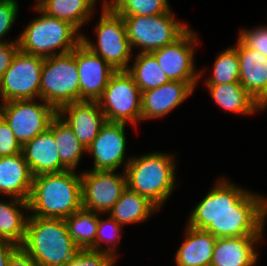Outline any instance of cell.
Wrapping results in <instances>:
<instances>
[{
  "instance_id": "3957f363",
  "label": "cell",
  "mask_w": 267,
  "mask_h": 266,
  "mask_svg": "<svg viewBox=\"0 0 267 266\" xmlns=\"http://www.w3.org/2000/svg\"><path fill=\"white\" fill-rule=\"evenodd\" d=\"M175 157L161 151L132 157L125 169L127 188L163 208L177 186Z\"/></svg>"
},
{
  "instance_id": "52a82bcc",
  "label": "cell",
  "mask_w": 267,
  "mask_h": 266,
  "mask_svg": "<svg viewBox=\"0 0 267 266\" xmlns=\"http://www.w3.org/2000/svg\"><path fill=\"white\" fill-rule=\"evenodd\" d=\"M76 48L69 53L44 58L40 99L58 111L63 106L80 101Z\"/></svg>"
},
{
  "instance_id": "5b68a950",
  "label": "cell",
  "mask_w": 267,
  "mask_h": 266,
  "mask_svg": "<svg viewBox=\"0 0 267 266\" xmlns=\"http://www.w3.org/2000/svg\"><path fill=\"white\" fill-rule=\"evenodd\" d=\"M34 11L39 16L30 20L19 34L21 51L48 58L72 52L82 42V33L71 23L48 16L35 4Z\"/></svg>"
},
{
  "instance_id": "30bf717a",
  "label": "cell",
  "mask_w": 267,
  "mask_h": 266,
  "mask_svg": "<svg viewBox=\"0 0 267 266\" xmlns=\"http://www.w3.org/2000/svg\"><path fill=\"white\" fill-rule=\"evenodd\" d=\"M44 58L20 49L11 65L0 77L1 103L40 98V82Z\"/></svg>"
},
{
  "instance_id": "ba28073f",
  "label": "cell",
  "mask_w": 267,
  "mask_h": 266,
  "mask_svg": "<svg viewBox=\"0 0 267 266\" xmlns=\"http://www.w3.org/2000/svg\"><path fill=\"white\" fill-rule=\"evenodd\" d=\"M174 15L171 9L155 16H122L131 48L151 53L179 39L190 27Z\"/></svg>"
},
{
  "instance_id": "9c48e42d",
  "label": "cell",
  "mask_w": 267,
  "mask_h": 266,
  "mask_svg": "<svg viewBox=\"0 0 267 266\" xmlns=\"http://www.w3.org/2000/svg\"><path fill=\"white\" fill-rule=\"evenodd\" d=\"M97 101L108 122L136 127L141 121L142 92L127 71H116Z\"/></svg>"
},
{
  "instance_id": "d6986e66",
  "label": "cell",
  "mask_w": 267,
  "mask_h": 266,
  "mask_svg": "<svg viewBox=\"0 0 267 266\" xmlns=\"http://www.w3.org/2000/svg\"><path fill=\"white\" fill-rule=\"evenodd\" d=\"M22 154L33 177L67 170L61 164L53 131L50 128L24 143Z\"/></svg>"
},
{
  "instance_id": "e575fe53",
  "label": "cell",
  "mask_w": 267,
  "mask_h": 266,
  "mask_svg": "<svg viewBox=\"0 0 267 266\" xmlns=\"http://www.w3.org/2000/svg\"><path fill=\"white\" fill-rule=\"evenodd\" d=\"M18 5L17 0H0V42H14L19 39V35L14 40L5 39L17 20L18 9L20 8Z\"/></svg>"
},
{
  "instance_id": "4316f807",
  "label": "cell",
  "mask_w": 267,
  "mask_h": 266,
  "mask_svg": "<svg viewBox=\"0 0 267 266\" xmlns=\"http://www.w3.org/2000/svg\"><path fill=\"white\" fill-rule=\"evenodd\" d=\"M49 128L53 131L61 164L67 170L76 171L83 153L86 154V148L58 115L51 121Z\"/></svg>"
},
{
  "instance_id": "7c38bea8",
  "label": "cell",
  "mask_w": 267,
  "mask_h": 266,
  "mask_svg": "<svg viewBox=\"0 0 267 266\" xmlns=\"http://www.w3.org/2000/svg\"><path fill=\"white\" fill-rule=\"evenodd\" d=\"M197 42L198 34L189 28L175 42L151 52L170 81L199 82L208 71L204 68L197 71L194 60Z\"/></svg>"
},
{
  "instance_id": "603a6c76",
  "label": "cell",
  "mask_w": 267,
  "mask_h": 266,
  "mask_svg": "<svg viewBox=\"0 0 267 266\" xmlns=\"http://www.w3.org/2000/svg\"><path fill=\"white\" fill-rule=\"evenodd\" d=\"M206 88L214 103L228 113L248 116L264 111L240 82L206 85Z\"/></svg>"
},
{
  "instance_id": "5bb4252c",
  "label": "cell",
  "mask_w": 267,
  "mask_h": 266,
  "mask_svg": "<svg viewBox=\"0 0 267 266\" xmlns=\"http://www.w3.org/2000/svg\"><path fill=\"white\" fill-rule=\"evenodd\" d=\"M126 123L108 122L101 127L86 152L93 155V168L90 170L117 171L121 166L125 171L132 157L126 156ZM128 158V159H127ZM124 167V168H123Z\"/></svg>"
},
{
  "instance_id": "ac0fdd59",
  "label": "cell",
  "mask_w": 267,
  "mask_h": 266,
  "mask_svg": "<svg viewBox=\"0 0 267 266\" xmlns=\"http://www.w3.org/2000/svg\"><path fill=\"white\" fill-rule=\"evenodd\" d=\"M234 47L240 61L239 82L265 109L267 107V57L246 47L238 38Z\"/></svg>"
},
{
  "instance_id": "8fae6325",
  "label": "cell",
  "mask_w": 267,
  "mask_h": 266,
  "mask_svg": "<svg viewBox=\"0 0 267 266\" xmlns=\"http://www.w3.org/2000/svg\"><path fill=\"white\" fill-rule=\"evenodd\" d=\"M0 115L9 124L21 145L49 128L57 111L39 98L0 103Z\"/></svg>"
},
{
  "instance_id": "74e56055",
  "label": "cell",
  "mask_w": 267,
  "mask_h": 266,
  "mask_svg": "<svg viewBox=\"0 0 267 266\" xmlns=\"http://www.w3.org/2000/svg\"><path fill=\"white\" fill-rule=\"evenodd\" d=\"M8 266H39L32 257L19 246L12 254Z\"/></svg>"
},
{
  "instance_id": "836d02e7",
  "label": "cell",
  "mask_w": 267,
  "mask_h": 266,
  "mask_svg": "<svg viewBox=\"0 0 267 266\" xmlns=\"http://www.w3.org/2000/svg\"><path fill=\"white\" fill-rule=\"evenodd\" d=\"M238 39L251 50H256L267 57V25L241 28Z\"/></svg>"
},
{
  "instance_id": "9a60e30c",
  "label": "cell",
  "mask_w": 267,
  "mask_h": 266,
  "mask_svg": "<svg viewBox=\"0 0 267 266\" xmlns=\"http://www.w3.org/2000/svg\"><path fill=\"white\" fill-rule=\"evenodd\" d=\"M80 101H97L111 76L116 72L104 59L91 52L82 42L76 47Z\"/></svg>"
},
{
  "instance_id": "e0dca14e",
  "label": "cell",
  "mask_w": 267,
  "mask_h": 266,
  "mask_svg": "<svg viewBox=\"0 0 267 266\" xmlns=\"http://www.w3.org/2000/svg\"><path fill=\"white\" fill-rule=\"evenodd\" d=\"M57 115L68 125L79 142L87 149L106 123L98 101H77L63 106Z\"/></svg>"
},
{
  "instance_id": "4dcf8cb0",
  "label": "cell",
  "mask_w": 267,
  "mask_h": 266,
  "mask_svg": "<svg viewBox=\"0 0 267 266\" xmlns=\"http://www.w3.org/2000/svg\"><path fill=\"white\" fill-rule=\"evenodd\" d=\"M120 16H155L171 10L168 0H104Z\"/></svg>"
},
{
  "instance_id": "6da1fadb",
  "label": "cell",
  "mask_w": 267,
  "mask_h": 266,
  "mask_svg": "<svg viewBox=\"0 0 267 266\" xmlns=\"http://www.w3.org/2000/svg\"><path fill=\"white\" fill-rule=\"evenodd\" d=\"M214 185L191 211L186 225L216 238H264L267 196L241 188L223 176Z\"/></svg>"
},
{
  "instance_id": "d590c367",
  "label": "cell",
  "mask_w": 267,
  "mask_h": 266,
  "mask_svg": "<svg viewBox=\"0 0 267 266\" xmlns=\"http://www.w3.org/2000/svg\"><path fill=\"white\" fill-rule=\"evenodd\" d=\"M22 152V145L16 139L9 124L0 115V157L13 156Z\"/></svg>"
},
{
  "instance_id": "484cf974",
  "label": "cell",
  "mask_w": 267,
  "mask_h": 266,
  "mask_svg": "<svg viewBox=\"0 0 267 266\" xmlns=\"http://www.w3.org/2000/svg\"><path fill=\"white\" fill-rule=\"evenodd\" d=\"M159 210L148 198L126 188L108 214L124 226L144 223Z\"/></svg>"
},
{
  "instance_id": "83f0119b",
  "label": "cell",
  "mask_w": 267,
  "mask_h": 266,
  "mask_svg": "<svg viewBox=\"0 0 267 266\" xmlns=\"http://www.w3.org/2000/svg\"><path fill=\"white\" fill-rule=\"evenodd\" d=\"M131 61L133 64L129 66L127 72L133 77L141 92L170 81L152 53H136L134 60L132 58Z\"/></svg>"
},
{
  "instance_id": "d6a6232c",
  "label": "cell",
  "mask_w": 267,
  "mask_h": 266,
  "mask_svg": "<svg viewBox=\"0 0 267 266\" xmlns=\"http://www.w3.org/2000/svg\"><path fill=\"white\" fill-rule=\"evenodd\" d=\"M116 262L111 254L87 249L79 250L64 266H115Z\"/></svg>"
},
{
  "instance_id": "f546056e",
  "label": "cell",
  "mask_w": 267,
  "mask_h": 266,
  "mask_svg": "<svg viewBox=\"0 0 267 266\" xmlns=\"http://www.w3.org/2000/svg\"><path fill=\"white\" fill-rule=\"evenodd\" d=\"M240 61L237 50L230 46L218 54L212 68V75L205 85H219L239 82Z\"/></svg>"
},
{
  "instance_id": "7a4b0ae2",
  "label": "cell",
  "mask_w": 267,
  "mask_h": 266,
  "mask_svg": "<svg viewBox=\"0 0 267 266\" xmlns=\"http://www.w3.org/2000/svg\"><path fill=\"white\" fill-rule=\"evenodd\" d=\"M65 170L33 177L29 216L65 219L83 208L81 173Z\"/></svg>"
},
{
  "instance_id": "277c9868",
  "label": "cell",
  "mask_w": 267,
  "mask_h": 266,
  "mask_svg": "<svg viewBox=\"0 0 267 266\" xmlns=\"http://www.w3.org/2000/svg\"><path fill=\"white\" fill-rule=\"evenodd\" d=\"M22 248L39 266H64L80 250L64 219L29 216Z\"/></svg>"
},
{
  "instance_id": "4fadbf2b",
  "label": "cell",
  "mask_w": 267,
  "mask_h": 266,
  "mask_svg": "<svg viewBox=\"0 0 267 266\" xmlns=\"http://www.w3.org/2000/svg\"><path fill=\"white\" fill-rule=\"evenodd\" d=\"M86 170L81 172L83 209L108 214L127 188L125 171Z\"/></svg>"
},
{
  "instance_id": "f35d334b",
  "label": "cell",
  "mask_w": 267,
  "mask_h": 266,
  "mask_svg": "<svg viewBox=\"0 0 267 266\" xmlns=\"http://www.w3.org/2000/svg\"><path fill=\"white\" fill-rule=\"evenodd\" d=\"M16 244L0 240V266H8L11 254L18 248Z\"/></svg>"
},
{
  "instance_id": "f1b7e54d",
  "label": "cell",
  "mask_w": 267,
  "mask_h": 266,
  "mask_svg": "<svg viewBox=\"0 0 267 266\" xmlns=\"http://www.w3.org/2000/svg\"><path fill=\"white\" fill-rule=\"evenodd\" d=\"M99 214L82 208L64 219L71 239L80 250L94 251Z\"/></svg>"
},
{
  "instance_id": "2e32d148",
  "label": "cell",
  "mask_w": 267,
  "mask_h": 266,
  "mask_svg": "<svg viewBox=\"0 0 267 266\" xmlns=\"http://www.w3.org/2000/svg\"><path fill=\"white\" fill-rule=\"evenodd\" d=\"M200 82L169 81L142 92L141 121L163 118L180 106Z\"/></svg>"
},
{
  "instance_id": "8992f818",
  "label": "cell",
  "mask_w": 267,
  "mask_h": 266,
  "mask_svg": "<svg viewBox=\"0 0 267 266\" xmlns=\"http://www.w3.org/2000/svg\"><path fill=\"white\" fill-rule=\"evenodd\" d=\"M101 15L95 26L96 43L82 33V44L104 59L114 70L127 71L131 63L132 48L122 16L101 4Z\"/></svg>"
},
{
  "instance_id": "44dd1931",
  "label": "cell",
  "mask_w": 267,
  "mask_h": 266,
  "mask_svg": "<svg viewBox=\"0 0 267 266\" xmlns=\"http://www.w3.org/2000/svg\"><path fill=\"white\" fill-rule=\"evenodd\" d=\"M33 175L21 153L0 157V195L28 201Z\"/></svg>"
},
{
  "instance_id": "1f68e13d",
  "label": "cell",
  "mask_w": 267,
  "mask_h": 266,
  "mask_svg": "<svg viewBox=\"0 0 267 266\" xmlns=\"http://www.w3.org/2000/svg\"><path fill=\"white\" fill-rule=\"evenodd\" d=\"M107 216L105 219L101 216ZM99 214V223L94 243V251L104 252L118 258L117 247L121 241L122 225L116 222L109 214Z\"/></svg>"
},
{
  "instance_id": "cb8c5ba5",
  "label": "cell",
  "mask_w": 267,
  "mask_h": 266,
  "mask_svg": "<svg viewBox=\"0 0 267 266\" xmlns=\"http://www.w3.org/2000/svg\"><path fill=\"white\" fill-rule=\"evenodd\" d=\"M9 198L0 200V240L22 246L29 217L28 201Z\"/></svg>"
},
{
  "instance_id": "7402d4cb",
  "label": "cell",
  "mask_w": 267,
  "mask_h": 266,
  "mask_svg": "<svg viewBox=\"0 0 267 266\" xmlns=\"http://www.w3.org/2000/svg\"><path fill=\"white\" fill-rule=\"evenodd\" d=\"M185 229L184 241L174 257L176 266H210L217 238L189 225Z\"/></svg>"
},
{
  "instance_id": "d4e9b609",
  "label": "cell",
  "mask_w": 267,
  "mask_h": 266,
  "mask_svg": "<svg viewBox=\"0 0 267 266\" xmlns=\"http://www.w3.org/2000/svg\"><path fill=\"white\" fill-rule=\"evenodd\" d=\"M35 5L45 14L71 23L80 32L95 12L97 0H36Z\"/></svg>"
},
{
  "instance_id": "8d00e7d4",
  "label": "cell",
  "mask_w": 267,
  "mask_h": 266,
  "mask_svg": "<svg viewBox=\"0 0 267 266\" xmlns=\"http://www.w3.org/2000/svg\"><path fill=\"white\" fill-rule=\"evenodd\" d=\"M18 50H19L18 41L0 42V77L9 68Z\"/></svg>"
},
{
  "instance_id": "ffe728a7",
  "label": "cell",
  "mask_w": 267,
  "mask_h": 266,
  "mask_svg": "<svg viewBox=\"0 0 267 266\" xmlns=\"http://www.w3.org/2000/svg\"><path fill=\"white\" fill-rule=\"evenodd\" d=\"M262 237L217 238L210 266H256L259 253L255 248Z\"/></svg>"
}]
</instances>
